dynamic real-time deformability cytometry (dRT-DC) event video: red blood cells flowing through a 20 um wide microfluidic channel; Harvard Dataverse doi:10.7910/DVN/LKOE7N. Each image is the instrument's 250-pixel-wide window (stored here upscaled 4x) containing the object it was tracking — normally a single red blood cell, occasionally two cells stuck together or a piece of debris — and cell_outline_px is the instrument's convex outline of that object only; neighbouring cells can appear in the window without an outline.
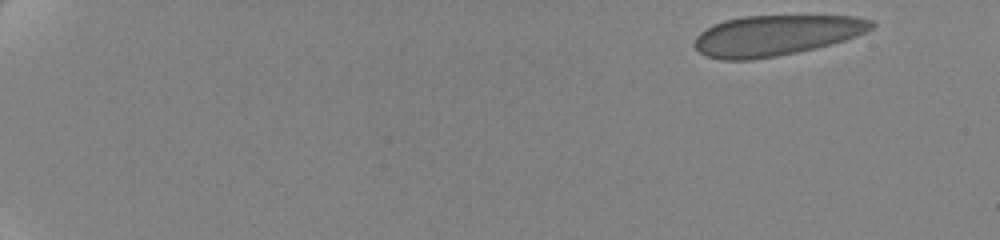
{"species": "human", "species_latin": "Homo sapiens", "temperature_condition": "cold", "stored_images_in_passage": 44, "camera_frame_rate_fps": 3000, "um_per_image_px": 0.085, "donor": {"sex": "female"}, "frame": {"image": 1, "passage_image": 1, "time_ms": 0.0, "image_size_px": [1000, 240], "cell_outline_px": [[876, 24], [872, 28], [856, 36], [844, 40], [816, 48], [776, 56], [752, 60], [720, 60], [708, 56], [700, 52], [692, 44], [696, 36], [700, 32], [712, 24], [724, 20], [744, 16], [856, 16], [872, 20]], "centroid_in_image_um": [65.93, 3.0], "position_along_channel_um": 19.1, "area_um2": 41.79}}
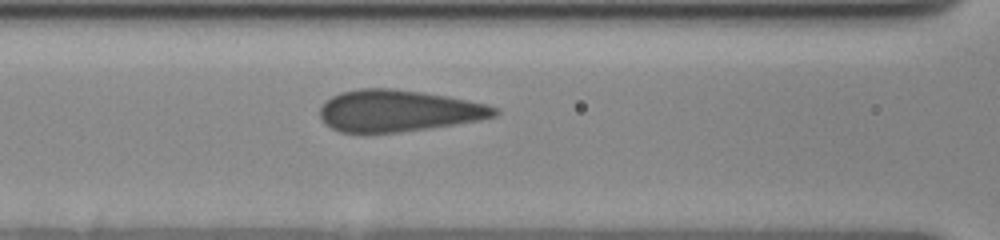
{"frame": {"image": 2, "passage_image": 24, "time_ms": 8.0, "image_size_px": [1000, 240], "cell_outline_px": [[500, 112], [496, 116], [480, 120], [428, 128], [400, 132], [340, 132], [324, 124], [320, 116], [320, 108], [324, 100], [340, 92], [360, 88], [392, 88], [424, 92], [448, 96], [488, 104], [496, 108]], "centroid_in_image_um": [33.85, 9.4], "position_along_channel_um": 132.8, "area_um2": 42.54}}
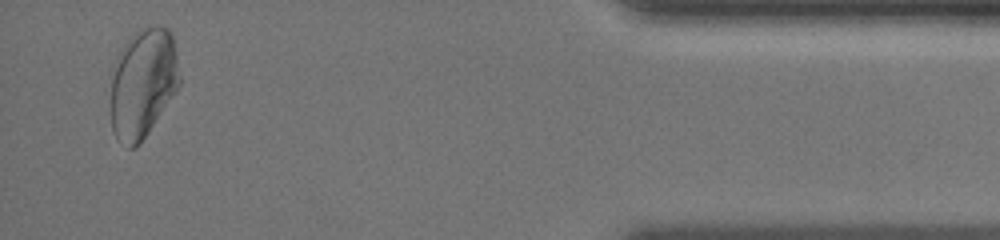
{"frame": {"image": 3, "passage_image": 44, "time_ms": 17.667, "image_size_px": [1000, 240], "cell_outline_px": [[180, 84], [176, 92], [140, 144], [132, 148], [128, 148], [116, 140], [112, 132], [112, 64], [116, 56], [124, 44], [140, 28], [168, 28], [172, 32], [176, 52], [180, 76]], "centroid_in_image_um": [12.15, 7.1], "position_along_channel_um": 423.1, "area_um2": 43.99}, "authors_computed_cell_mechanics": {"area_um2": 42.2518, "velocity_mm_per_s": 3.4853, "shape_relaxation_time_tau1_ms": 7.4865, "shape_relaxation_time_tau2_ms": null, "deformation_change_tau1": 0.1594, "deformation_change_tau2": null}}